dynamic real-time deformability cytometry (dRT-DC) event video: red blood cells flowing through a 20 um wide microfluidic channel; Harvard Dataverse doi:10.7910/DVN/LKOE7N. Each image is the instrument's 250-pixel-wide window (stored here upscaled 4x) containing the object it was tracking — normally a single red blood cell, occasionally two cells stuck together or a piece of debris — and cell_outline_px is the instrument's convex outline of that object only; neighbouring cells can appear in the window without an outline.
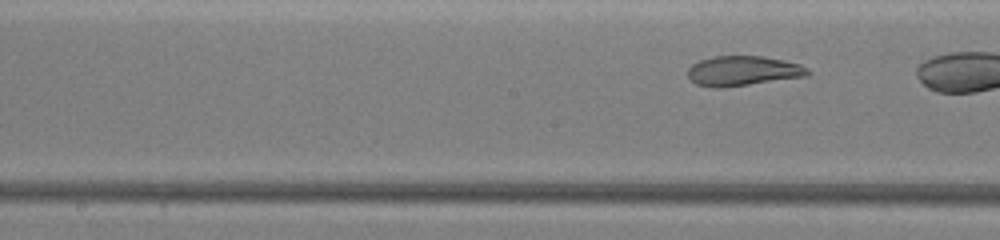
{"species": "common noctule bat (a hibernating species)", "species_latin": "Nyctalus noctula", "temperature_condition": "warm", "stored_images_in_passage": 20, "camera_frame_rate_fps": 3000, "um_per_image_px": 0.085, "animal": {"sex": "female", "body_mass_g": 19.5, "forearm_length_mm": 54.1}, "frame": {"image": 1, "passage_image": 17, "time_ms": 5.333, "image_size_px": [1000, 240], "cell_outline_px": [[812, 72], [808, 76], [724, 88], [712, 88], [696, 84], [688, 76], [688, 68], [692, 64], [700, 60], [712, 56], [764, 56], [784, 60], [800, 64], [808, 68]], "centroid_in_image_um": [63.17, 6.03], "position_along_channel_um": 185.0, "area_um2": 21.15}}